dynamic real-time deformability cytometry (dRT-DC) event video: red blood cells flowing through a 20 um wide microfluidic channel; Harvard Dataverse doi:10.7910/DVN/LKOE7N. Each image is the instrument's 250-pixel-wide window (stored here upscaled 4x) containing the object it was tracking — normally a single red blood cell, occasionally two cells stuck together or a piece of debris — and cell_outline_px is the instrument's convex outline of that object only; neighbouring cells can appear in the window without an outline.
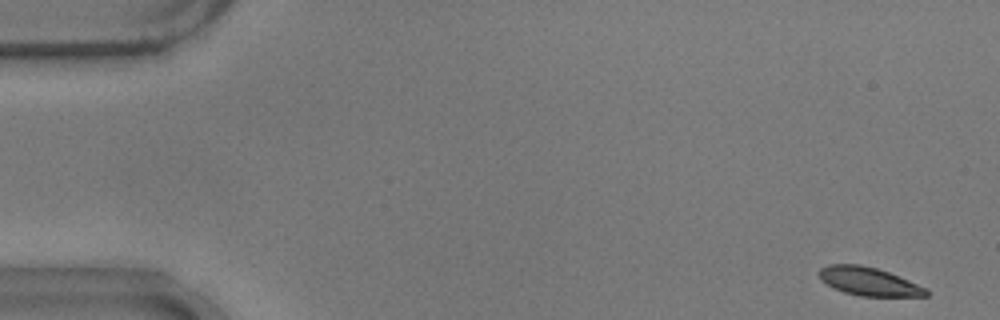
{"species": "common noctule bat (a hibernating species)", "species_latin": "Nyctalus noctula", "temperature_condition": "warm", "stored_images_in_passage": 6, "camera_frame_rate_fps": 3000, "um_per_image_px": 0.085, "animal": {"sex": "male", "body_mass_g": 17.9}, "frame": {"image": 1, "passage_image": 1, "time_ms": 0.0, "image_size_px": [1000, 320], "cell_outline_px": [[928, 296], [860, 296], [844, 292], [828, 284], [820, 276], [820, 268], [828, 264], [860, 264], [876, 268], [888, 272], [908, 280], [924, 288], [928, 292]], "centroid_in_image_um": [73.85, 23.91], "position_along_channel_um": 11.2, "area_um2": 17.22}}